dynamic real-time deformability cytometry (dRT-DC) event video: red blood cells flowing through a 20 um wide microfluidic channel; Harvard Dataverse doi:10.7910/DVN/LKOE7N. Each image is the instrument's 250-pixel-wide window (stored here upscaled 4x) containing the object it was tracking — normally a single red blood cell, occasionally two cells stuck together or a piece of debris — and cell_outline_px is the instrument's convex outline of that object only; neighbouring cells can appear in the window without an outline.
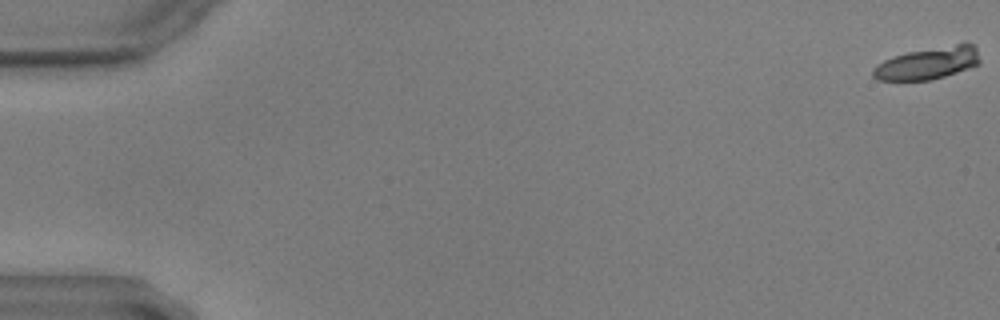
{"species": "common noctule bat (a hibernating species)", "species_latin": "Nyctalus noctula", "temperature_condition": "warm", "stored_images_in_passage": 8, "camera_frame_rate_fps": 3000, "um_per_image_px": 0.085, "animal": {"sex": "male", "body_mass_g": 17.9, "forearm_length_mm": 54.2}, "frame": {"image": 1, "passage_image": 1, "time_ms": 0.0, "image_size_px": [1000, 320], "cell_outline_px": [[980, 64], [932, 80], [876, 80], [872, 76], [872, 68], [876, 64], [884, 60], [908, 52], [956, 44], [972, 44], [976, 48], [980, 60]], "centroid_in_image_um": [78.83, 5.39], "position_along_channel_um": 6.2, "area_um2": 19.77}}